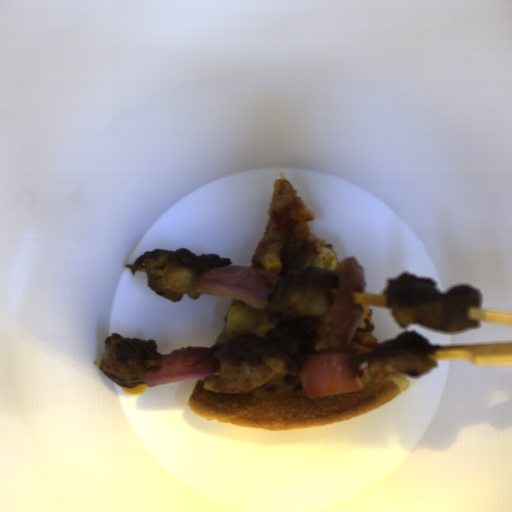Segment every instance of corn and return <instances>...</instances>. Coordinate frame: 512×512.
I'll use <instances>...</instances> for the list:
<instances>
[{
    "label": "corn",
    "instance_id": "1",
    "mask_svg": "<svg viewBox=\"0 0 512 512\" xmlns=\"http://www.w3.org/2000/svg\"><path fill=\"white\" fill-rule=\"evenodd\" d=\"M256 323L254 312L243 305L233 306L226 316V330L230 333L250 330L255 327Z\"/></svg>",
    "mask_w": 512,
    "mask_h": 512
},
{
    "label": "corn",
    "instance_id": "3",
    "mask_svg": "<svg viewBox=\"0 0 512 512\" xmlns=\"http://www.w3.org/2000/svg\"><path fill=\"white\" fill-rule=\"evenodd\" d=\"M282 267V261L278 257L277 253H268L264 255L263 268L264 270L271 271L275 275L280 272Z\"/></svg>",
    "mask_w": 512,
    "mask_h": 512
},
{
    "label": "corn",
    "instance_id": "2",
    "mask_svg": "<svg viewBox=\"0 0 512 512\" xmlns=\"http://www.w3.org/2000/svg\"><path fill=\"white\" fill-rule=\"evenodd\" d=\"M338 265L339 262L335 252L330 250H325L321 255L315 256L312 262V268L334 271L336 273Z\"/></svg>",
    "mask_w": 512,
    "mask_h": 512
}]
</instances>
